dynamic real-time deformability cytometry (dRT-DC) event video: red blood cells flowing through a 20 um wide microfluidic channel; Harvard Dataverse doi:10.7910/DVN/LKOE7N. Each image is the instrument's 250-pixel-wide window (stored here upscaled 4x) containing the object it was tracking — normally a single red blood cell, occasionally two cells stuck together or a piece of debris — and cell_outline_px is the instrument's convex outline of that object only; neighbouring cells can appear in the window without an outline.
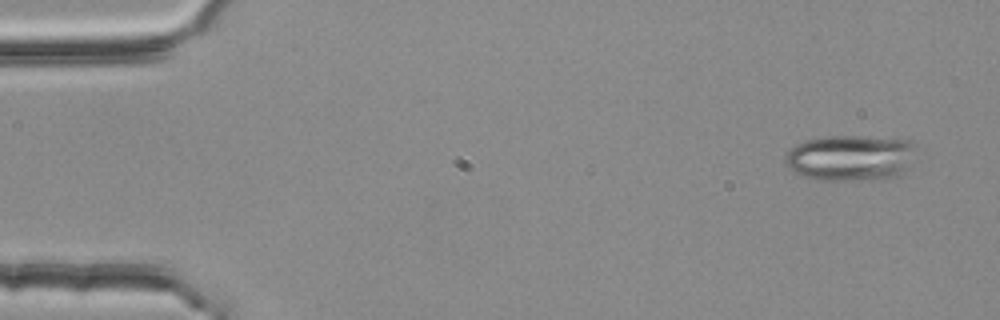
{"species": "common noctule bat (a hibernating species)", "species_latin": "Nyctalus noctula", "temperature_condition": "room temperature", "stored_images_in_passage": 5, "camera_frame_rate_fps": 3000, "um_per_image_px": 0.085, "animal": {"sex": "female", "body_mass_g": 25.1}, "frame": {"image": 1, "passage_image": 1, "time_ms": 0.0, "image_size_px": [1000, 320], "cell_outline_px": [[916, 148], [904, 172], [900, 176], [844, 180], [824, 180], [804, 176], [792, 172], [784, 164], [784, 156], [796, 144], [804, 140], [828, 136], [856, 136], [908, 140], [916, 144]], "centroid_in_image_um": [72.24, 13.4], "position_along_channel_um": 12.8, "area_um2": 34.74}}